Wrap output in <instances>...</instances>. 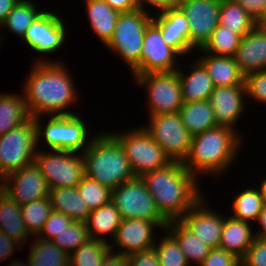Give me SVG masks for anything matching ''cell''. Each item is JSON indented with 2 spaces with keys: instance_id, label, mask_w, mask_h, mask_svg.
<instances>
[{
  "instance_id": "ba28073f",
  "label": "cell",
  "mask_w": 266,
  "mask_h": 266,
  "mask_svg": "<svg viewBox=\"0 0 266 266\" xmlns=\"http://www.w3.org/2000/svg\"><path fill=\"white\" fill-rule=\"evenodd\" d=\"M37 149L34 117L0 136L1 178L34 162Z\"/></svg>"
},
{
  "instance_id": "c3c4849f",
  "label": "cell",
  "mask_w": 266,
  "mask_h": 266,
  "mask_svg": "<svg viewBox=\"0 0 266 266\" xmlns=\"http://www.w3.org/2000/svg\"><path fill=\"white\" fill-rule=\"evenodd\" d=\"M246 12L252 16L256 21L261 17L265 8L266 0H235Z\"/></svg>"
},
{
  "instance_id": "6da1fadb",
  "label": "cell",
  "mask_w": 266,
  "mask_h": 266,
  "mask_svg": "<svg viewBox=\"0 0 266 266\" xmlns=\"http://www.w3.org/2000/svg\"><path fill=\"white\" fill-rule=\"evenodd\" d=\"M67 69L59 59L42 56L33 61L22 89L30 117L76 114L74 110H67L73 108L79 98L74 77Z\"/></svg>"
},
{
  "instance_id": "603a6c76",
  "label": "cell",
  "mask_w": 266,
  "mask_h": 266,
  "mask_svg": "<svg viewBox=\"0 0 266 266\" xmlns=\"http://www.w3.org/2000/svg\"><path fill=\"white\" fill-rule=\"evenodd\" d=\"M251 225L230 215L225 216L219 247L241 260L256 237Z\"/></svg>"
},
{
  "instance_id": "8fae6325",
  "label": "cell",
  "mask_w": 266,
  "mask_h": 266,
  "mask_svg": "<svg viewBox=\"0 0 266 266\" xmlns=\"http://www.w3.org/2000/svg\"><path fill=\"white\" fill-rule=\"evenodd\" d=\"M144 130L156 141L171 161L184 162L188 157L192 135L182 123L179 112L151 115Z\"/></svg>"
},
{
  "instance_id": "5b68a950",
  "label": "cell",
  "mask_w": 266,
  "mask_h": 266,
  "mask_svg": "<svg viewBox=\"0 0 266 266\" xmlns=\"http://www.w3.org/2000/svg\"><path fill=\"white\" fill-rule=\"evenodd\" d=\"M34 120L37 146L45 142V146L50 150L83 153L93 139L89 135V127L84 122L86 120L78 114L48 115L45 123L40 122L41 116L34 117Z\"/></svg>"
},
{
  "instance_id": "7c38bea8",
  "label": "cell",
  "mask_w": 266,
  "mask_h": 266,
  "mask_svg": "<svg viewBox=\"0 0 266 266\" xmlns=\"http://www.w3.org/2000/svg\"><path fill=\"white\" fill-rule=\"evenodd\" d=\"M134 79L146 90L148 116L179 112L183 96L177 70L138 75Z\"/></svg>"
},
{
  "instance_id": "ee69618b",
  "label": "cell",
  "mask_w": 266,
  "mask_h": 266,
  "mask_svg": "<svg viewBox=\"0 0 266 266\" xmlns=\"http://www.w3.org/2000/svg\"><path fill=\"white\" fill-rule=\"evenodd\" d=\"M240 262L241 266H266V239L255 237Z\"/></svg>"
},
{
  "instance_id": "3957f363",
  "label": "cell",
  "mask_w": 266,
  "mask_h": 266,
  "mask_svg": "<svg viewBox=\"0 0 266 266\" xmlns=\"http://www.w3.org/2000/svg\"><path fill=\"white\" fill-rule=\"evenodd\" d=\"M242 141V136L233 128L216 126L208 129L192 136L190 151L183 164L196 178L210 173L211 176H223L236 162Z\"/></svg>"
},
{
  "instance_id": "44dd1931",
  "label": "cell",
  "mask_w": 266,
  "mask_h": 266,
  "mask_svg": "<svg viewBox=\"0 0 266 266\" xmlns=\"http://www.w3.org/2000/svg\"><path fill=\"white\" fill-rule=\"evenodd\" d=\"M234 60L244 76L266 70V27L256 25L242 37Z\"/></svg>"
},
{
  "instance_id": "d6986e66",
  "label": "cell",
  "mask_w": 266,
  "mask_h": 266,
  "mask_svg": "<svg viewBox=\"0 0 266 266\" xmlns=\"http://www.w3.org/2000/svg\"><path fill=\"white\" fill-rule=\"evenodd\" d=\"M205 195L180 219L192 233L211 248L219 247L225 216L206 204Z\"/></svg>"
},
{
  "instance_id": "2e32d148",
  "label": "cell",
  "mask_w": 266,
  "mask_h": 266,
  "mask_svg": "<svg viewBox=\"0 0 266 266\" xmlns=\"http://www.w3.org/2000/svg\"><path fill=\"white\" fill-rule=\"evenodd\" d=\"M66 23L57 13L44 10L28 27L22 40L40 54L54 53L65 43Z\"/></svg>"
},
{
  "instance_id": "680465c9",
  "label": "cell",
  "mask_w": 266,
  "mask_h": 266,
  "mask_svg": "<svg viewBox=\"0 0 266 266\" xmlns=\"http://www.w3.org/2000/svg\"><path fill=\"white\" fill-rule=\"evenodd\" d=\"M2 40H4V37H2V35H0V49H1L2 44H3V43H2V42H3Z\"/></svg>"
},
{
  "instance_id": "bcb514c9",
  "label": "cell",
  "mask_w": 266,
  "mask_h": 266,
  "mask_svg": "<svg viewBox=\"0 0 266 266\" xmlns=\"http://www.w3.org/2000/svg\"><path fill=\"white\" fill-rule=\"evenodd\" d=\"M128 266H160L154 248L127 256Z\"/></svg>"
},
{
  "instance_id": "4316f807",
  "label": "cell",
  "mask_w": 266,
  "mask_h": 266,
  "mask_svg": "<svg viewBox=\"0 0 266 266\" xmlns=\"http://www.w3.org/2000/svg\"><path fill=\"white\" fill-rule=\"evenodd\" d=\"M121 222L122 218L119 211L110 201L98 209L92 210L85 223L90 238L110 244L111 242H109L108 239H105V237L110 235V238L113 239Z\"/></svg>"
},
{
  "instance_id": "4fadbf2b",
  "label": "cell",
  "mask_w": 266,
  "mask_h": 266,
  "mask_svg": "<svg viewBox=\"0 0 266 266\" xmlns=\"http://www.w3.org/2000/svg\"><path fill=\"white\" fill-rule=\"evenodd\" d=\"M179 57L163 40L160 29L151 22L143 38L140 66L131 73L132 78L148 73L174 72L180 66Z\"/></svg>"
},
{
  "instance_id": "f546056e",
  "label": "cell",
  "mask_w": 266,
  "mask_h": 266,
  "mask_svg": "<svg viewBox=\"0 0 266 266\" xmlns=\"http://www.w3.org/2000/svg\"><path fill=\"white\" fill-rule=\"evenodd\" d=\"M179 114L182 123L192 136L218 126L213 108L208 100L183 102Z\"/></svg>"
},
{
  "instance_id": "f6af8a7d",
  "label": "cell",
  "mask_w": 266,
  "mask_h": 266,
  "mask_svg": "<svg viewBox=\"0 0 266 266\" xmlns=\"http://www.w3.org/2000/svg\"><path fill=\"white\" fill-rule=\"evenodd\" d=\"M199 266H241L240 259L220 247L211 248Z\"/></svg>"
},
{
  "instance_id": "6f0895ef",
  "label": "cell",
  "mask_w": 266,
  "mask_h": 266,
  "mask_svg": "<svg viewBox=\"0 0 266 266\" xmlns=\"http://www.w3.org/2000/svg\"><path fill=\"white\" fill-rule=\"evenodd\" d=\"M8 266H29L28 261L26 260V262H20L19 260H14L12 259V261L10 262V264Z\"/></svg>"
},
{
  "instance_id": "b9f144b4",
  "label": "cell",
  "mask_w": 266,
  "mask_h": 266,
  "mask_svg": "<svg viewBox=\"0 0 266 266\" xmlns=\"http://www.w3.org/2000/svg\"><path fill=\"white\" fill-rule=\"evenodd\" d=\"M247 98L266 105V70L245 76Z\"/></svg>"
},
{
  "instance_id": "7402d4cb",
  "label": "cell",
  "mask_w": 266,
  "mask_h": 266,
  "mask_svg": "<svg viewBox=\"0 0 266 266\" xmlns=\"http://www.w3.org/2000/svg\"><path fill=\"white\" fill-rule=\"evenodd\" d=\"M188 74L177 69L182 89L183 102H200L209 99L215 85L204 66L196 59L195 63L188 65Z\"/></svg>"
},
{
  "instance_id": "ffe728a7",
  "label": "cell",
  "mask_w": 266,
  "mask_h": 266,
  "mask_svg": "<svg viewBox=\"0 0 266 266\" xmlns=\"http://www.w3.org/2000/svg\"><path fill=\"white\" fill-rule=\"evenodd\" d=\"M153 15L152 22L160 29L163 40L180 56H188L196 50L189 41V21L183 11L177 8L166 9Z\"/></svg>"
},
{
  "instance_id": "ab89813d",
  "label": "cell",
  "mask_w": 266,
  "mask_h": 266,
  "mask_svg": "<svg viewBox=\"0 0 266 266\" xmlns=\"http://www.w3.org/2000/svg\"><path fill=\"white\" fill-rule=\"evenodd\" d=\"M76 187L90 211L111 201L112 190L87 176Z\"/></svg>"
},
{
  "instance_id": "ac0fdd59",
  "label": "cell",
  "mask_w": 266,
  "mask_h": 266,
  "mask_svg": "<svg viewBox=\"0 0 266 266\" xmlns=\"http://www.w3.org/2000/svg\"><path fill=\"white\" fill-rule=\"evenodd\" d=\"M246 97L245 85L215 87L208 101L213 108L217 125L233 128L243 136L236 124L247 107Z\"/></svg>"
},
{
  "instance_id": "4dcf8cb0",
  "label": "cell",
  "mask_w": 266,
  "mask_h": 266,
  "mask_svg": "<svg viewBox=\"0 0 266 266\" xmlns=\"http://www.w3.org/2000/svg\"><path fill=\"white\" fill-rule=\"evenodd\" d=\"M21 94H0V136L30 118L24 95Z\"/></svg>"
},
{
  "instance_id": "681fc988",
  "label": "cell",
  "mask_w": 266,
  "mask_h": 266,
  "mask_svg": "<svg viewBox=\"0 0 266 266\" xmlns=\"http://www.w3.org/2000/svg\"><path fill=\"white\" fill-rule=\"evenodd\" d=\"M181 0H138L139 7L146 11L145 4L147 6H150L155 10L157 9L159 12L164 11L166 9H171V8H177L180 4Z\"/></svg>"
},
{
  "instance_id": "cb8c5ba5",
  "label": "cell",
  "mask_w": 266,
  "mask_h": 266,
  "mask_svg": "<svg viewBox=\"0 0 266 266\" xmlns=\"http://www.w3.org/2000/svg\"><path fill=\"white\" fill-rule=\"evenodd\" d=\"M202 54L197 60L207 70L215 87L245 85V76L239 70L234 57Z\"/></svg>"
},
{
  "instance_id": "30bf717a",
  "label": "cell",
  "mask_w": 266,
  "mask_h": 266,
  "mask_svg": "<svg viewBox=\"0 0 266 266\" xmlns=\"http://www.w3.org/2000/svg\"><path fill=\"white\" fill-rule=\"evenodd\" d=\"M78 153V154H77ZM34 161L50 189L76 187L86 176L82 153L37 150Z\"/></svg>"
},
{
  "instance_id": "60d3db41",
  "label": "cell",
  "mask_w": 266,
  "mask_h": 266,
  "mask_svg": "<svg viewBox=\"0 0 266 266\" xmlns=\"http://www.w3.org/2000/svg\"><path fill=\"white\" fill-rule=\"evenodd\" d=\"M90 239L86 223L73 221L59 235L51 241L67 254L76 251L82 244Z\"/></svg>"
},
{
  "instance_id": "f5cc1de1",
  "label": "cell",
  "mask_w": 266,
  "mask_h": 266,
  "mask_svg": "<svg viewBox=\"0 0 266 266\" xmlns=\"http://www.w3.org/2000/svg\"><path fill=\"white\" fill-rule=\"evenodd\" d=\"M18 2L17 0H0V25Z\"/></svg>"
},
{
  "instance_id": "9a60e30c",
  "label": "cell",
  "mask_w": 266,
  "mask_h": 266,
  "mask_svg": "<svg viewBox=\"0 0 266 266\" xmlns=\"http://www.w3.org/2000/svg\"><path fill=\"white\" fill-rule=\"evenodd\" d=\"M221 0H181L179 8L189 21V41L198 51L219 25Z\"/></svg>"
},
{
  "instance_id": "7a4b0ae2",
  "label": "cell",
  "mask_w": 266,
  "mask_h": 266,
  "mask_svg": "<svg viewBox=\"0 0 266 266\" xmlns=\"http://www.w3.org/2000/svg\"><path fill=\"white\" fill-rule=\"evenodd\" d=\"M141 178L168 222L180 220L205 195L199 187V179L183 162L172 161L163 168L144 173Z\"/></svg>"
},
{
  "instance_id": "d590c367",
  "label": "cell",
  "mask_w": 266,
  "mask_h": 266,
  "mask_svg": "<svg viewBox=\"0 0 266 266\" xmlns=\"http://www.w3.org/2000/svg\"><path fill=\"white\" fill-rule=\"evenodd\" d=\"M241 39V35L218 25L210 39L198 50L201 53H208L214 56L234 57Z\"/></svg>"
},
{
  "instance_id": "d6a6232c",
  "label": "cell",
  "mask_w": 266,
  "mask_h": 266,
  "mask_svg": "<svg viewBox=\"0 0 266 266\" xmlns=\"http://www.w3.org/2000/svg\"><path fill=\"white\" fill-rule=\"evenodd\" d=\"M219 25L242 37L252 31L256 20L235 0H221Z\"/></svg>"
},
{
  "instance_id": "11a10c76",
  "label": "cell",
  "mask_w": 266,
  "mask_h": 266,
  "mask_svg": "<svg viewBox=\"0 0 266 266\" xmlns=\"http://www.w3.org/2000/svg\"><path fill=\"white\" fill-rule=\"evenodd\" d=\"M259 188L262 192L263 203L266 204V177L262 180L261 184L259 185Z\"/></svg>"
},
{
  "instance_id": "816d5d0a",
  "label": "cell",
  "mask_w": 266,
  "mask_h": 266,
  "mask_svg": "<svg viewBox=\"0 0 266 266\" xmlns=\"http://www.w3.org/2000/svg\"><path fill=\"white\" fill-rule=\"evenodd\" d=\"M101 266H128L127 256L110 251Z\"/></svg>"
},
{
  "instance_id": "1f68e13d",
  "label": "cell",
  "mask_w": 266,
  "mask_h": 266,
  "mask_svg": "<svg viewBox=\"0 0 266 266\" xmlns=\"http://www.w3.org/2000/svg\"><path fill=\"white\" fill-rule=\"evenodd\" d=\"M34 238L27 256L29 266H69V254L51 240Z\"/></svg>"
},
{
  "instance_id": "e0dca14e",
  "label": "cell",
  "mask_w": 266,
  "mask_h": 266,
  "mask_svg": "<svg viewBox=\"0 0 266 266\" xmlns=\"http://www.w3.org/2000/svg\"><path fill=\"white\" fill-rule=\"evenodd\" d=\"M157 227L162 229L154 220L122 219L112 242L115 245L109 244L110 249L113 251L114 246H118L119 252L116 253L124 256L152 249L157 242L153 235Z\"/></svg>"
},
{
  "instance_id": "83f0119b",
  "label": "cell",
  "mask_w": 266,
  "mask_h": 266,
  "mask_svg": "<svg viewBox=\"0 0 266 266\" xmlns=\"http://www.w3.org/2000/svg\"><path fill=\"white\" fill-rule=\"evenodd\" d=\"M0 231L24 246L31 236L22 219L21 207L2 190H0Z\"/></svg>"
},
{
  "instance_id": "91938a15",
  "label": "cell",
  "mask_w": 266,
  "mask_h": 266,
  "mask_svg": "<svg viewBox=\"0 0 266 266\" xmlns=\"http://www.w3.org/2000/svg\"><path fill=\"white\" fill-rule=\"evenodd\" d=\"M2 188V178L0 176V189Z\"/></svg>"
},
{
  "instance_id": "836d02e7",
  "label": "cell",
  "mask_w": 266,
  "mask_h": 266,
  "mask_svg": "<svg viewBox=\"0 0 266 266\" xmlns=\"http://www.w3.org/2000/svg\"><path fill=\"white\" fill-rule=\"evenodd\" d=\"M234 197L232 206L230 207L233 213H231V216L245 222L250 223L254 221V223H257L255 221H258L264 205L259 186L258 188H246Z\"/></svg>"
},
{
  "instance_id": "7bdbcfd3",
  "label": "cell",
  "mask_w": 266,
  "mask_h": 266,
  "mask_svg": "<svg viewBox=\"0 0 266 266\" xmlns=\"http://www.w3.org/2000/svg\"><path fill=\"white\" fill-rule=\"evenodd\" d=\"M72 222L73 220L70 217L61 212L52 210L49 218L44 223L42 230L36 237L45 240H52L62 231H64L65 228L68 227Z\"/></svg>"
},
{
  "instance_id": "9f6ffc18",
  "label": "cell",
  "mask_w": 266,
  "mask_h": 266,
  "mask_svg": "<svg viewBox=\"0 0 266 266\" xmlns=\"http://www.w3.org/2000/svg\"><path fill=\"white\" fill-rule=\"evenodd\" d=\"M256 25L260 27H266V8L261 17L256 21Z\"/></svg>"
},
{
  "instance_id": "74e56055",
  "label": "cell",
  "mask_w": 266,
  "mask_h": 266,
  "mask_svg": "<svg viewBox=\"0 0 266 266\" xmlns=\"http://www.w3.org/2000/svg\"><path fill=\"white\" fill-rule=\"evenodd\" d=\"M52 212L48 197L21 206L22 219L31 236H37Z\"/></svg>"
},
{
  "instance_id": "7dc6e473",
  "label": "cell",
  "mask_w": 266,
  "mask_h": 266,
  "mask_svg": "<svg viewBox=\"0 0 266 266\" xmlns=\"http://www.w3.org/2000/svg\"><path fill=\"white\" fill-rule=\"evenodd\" d=\"M23 247L24 246L20 242L8 237L0 231V260L8 259L13 256L12 254L15 252L14 249L17 248L21 250Z\"/></svg>"
},
{
  "instance_id": "484cf974",
  "label": "cell",
  "mask_w": 266,
  "mask_h": 266,
  "mask_svg": "<svg viewBox=\"0 0 266 266\" xmlns=\"http://www.w3.org/2000/svg\"><path fill=\"white\" fill-rule=\"evenodd\" d=\"M49 199L52 210L65 214L73 221L85 223L91 212L77 187L50 189Z\"/></svg>"
},
{
  "instance_id": "8d00e7d4",
  "label": "cell",
  "mask_w": 266,
  "mask_h": 266,
  "mask_svg": "<svg viewBox=\"0 0 266 266\" xmlns=\"http://www.w3.org/2000/svg\"><path fill=\"white\" fill-rule=\"evenodd\" d=\"M110 251L108 243L90 238L69 255V266H101Z\"/></svg>"
},
{
  "instance_id": "8992f818",
  "label": "cell",
  "mask_w": 266,
  "mask_h": 266,
  "mask_svg": "<svg viewBox=\"0 0 266 266\" xmlns=\"http://www.w3.org/2000/svg\"><path fill=\"white\" fill-rule=\"evenodd\" d=\"M150 11L139 8L131 12H121L110 41L104 46L123 59L133 73L140 66L143 38L146 28L152 22Z\"/></svg>"
},
{
  "instance_id": "f1b7e54d",
  "label": "cell",
  "mask_w": 266,
  "mask_h": 266,
  "mask_svg": "<svg viewBox=\"0 0 266 266\" xmlns=\"http://www.w3.org/2000/svg\"><path fill=\"white\" fill-rule=\"evenodd\" d=\"M167 230L179 243L188 264L200 265L208 256L211 247L198 239L180 220L168 222Z\"/></svg>"
},
{
  "instance_id": "db71d44e",
  "label": "cell",
  "mask_w": 266,
  "mask_h": 266,
  "mask_svg": "<svg viewBox=\"0 0 266 266\" xmlns=\"http://www.w3.org/2000/svg\"><path fill=\"white\" fill-rule=\"evenodd\" d=\"M258 224L260 225L258 232L254 233L256 237L266 239V204L263 205V209L260 212L259 218H258Z\"/></svg>"
},
{
  "instance_id": "d4e9b609",
  "label": "cell",
  "mask_w": 266,
  "mask_h": 266,
  "mask_svg": "<svg viewBox=\"0 0 266 266\" xmlns=\"http://www.w3.org/2000/svg\"><path fill=\"white\" fill-rule=\"evenodd\" d=\"M84 2L90 27L105 46L113 36L121 12L111 8L104 0H85Z\"/></svg>"
},
{
  "instance_id": "52a82bcc",
  "label": "cell",
  "mask_w": 266,
  "mask_h": 266,
  "mask_svg": "<svg viewBox=\"0 0 266 266\" xmlns=\"http://www.w3.org/2000/svg\"><path fill=\"white\" fill-rule=\"evenodd\" d=\"M120 143L135 176L163 168L172 161L142 126L127 132L111 131Z\"/></svg>"
},
{
  "instance_id": "f907efd6",
  "label": "cell",
  "mask_w": 266,
  "mask_h": 266,
  "mask_svg": "<svg viewBox=\"0 0 266 266\" xmlns=\"http://www.w3.org/2000/svg\"><path fill=\"white\" fill-rule=\"evenodd\" d=\"M111 8L120 12H131L139 9L138 0H104Z\"/></svg>"
},
{
  "instance_id": "e575fe53",
  "label": "cell",
  "mask_w": 266,
  "mask_h": 266,
  "mask_svg": "<svg viewBox=\"0 0 266 266\" xmlns=\"http://www.w3.org/2000/svg\"><path fill=\"white\" fill-rule=\"evenodd\" d=\"M36 7L33 0L19 1L8 13L0 28H5L22 39L28 27L43 12Z\"/></svg>"
},
{
  "instance_id": "5bb4252c",
  "label": "cell",
  "mask_w": 266,
  "mask_h": 266,
  "mask_svg": "<svg viewBox=\"0 0 266 266\" xmlns=\"http://www.w3.org/2000/svg\"><path fill=\"white\" fill-rule=\"evenodd\" d=\"M1 190L20 207L50 194L48 183L35 161L6 175Z\"/></svg>"
},
{
  "instance_id": "f35d334b",
  "label": "cell",
  "mask_w": 266,
  "mask_h": 266,
  "mask_svg": "<svg viewBox=\"0 0 266 266\" xmlns=\"http://www.w3.org/2000/svg\"><path fill=\"white\" fill-rule=\"evenodd\" d=\"M165 237L154 245L160 266H190L177 240L165 230Z\"/></svg>"
},
{
  "instance_id": "9c48e42d",
  "label": "cell",
  "mask_w": 266,
  "mask_h": 266,
  "mask_svg": "<svg viewBox=\"0 0 266 266\" xmlns=\"http://www.w3.org/2000/svg\"><path fill=\"white\" fill-rule=\"evenodd\" d=\"M111 202L122 219H147L156 221L165 230L168 221L160 214L152 195L140 176L123 182L111 192Z\"/></svg>"
},
{
  "instance_id": "277c9868",
  "label": "cell",
  "mask_w": 266,
  "mask_h": 266,
  "mask_svg": "<svg viewBox=\"0 0 266 266\" xmlns=\"http://www.w3.org/2000/svg\"><path fill=\"white\" fill-rule=\"evenodd\" d=\"M82 155L86 176L111 190L135 177L120 143L110 132L94 134Z\"/></svg>"
}]
</instances>
